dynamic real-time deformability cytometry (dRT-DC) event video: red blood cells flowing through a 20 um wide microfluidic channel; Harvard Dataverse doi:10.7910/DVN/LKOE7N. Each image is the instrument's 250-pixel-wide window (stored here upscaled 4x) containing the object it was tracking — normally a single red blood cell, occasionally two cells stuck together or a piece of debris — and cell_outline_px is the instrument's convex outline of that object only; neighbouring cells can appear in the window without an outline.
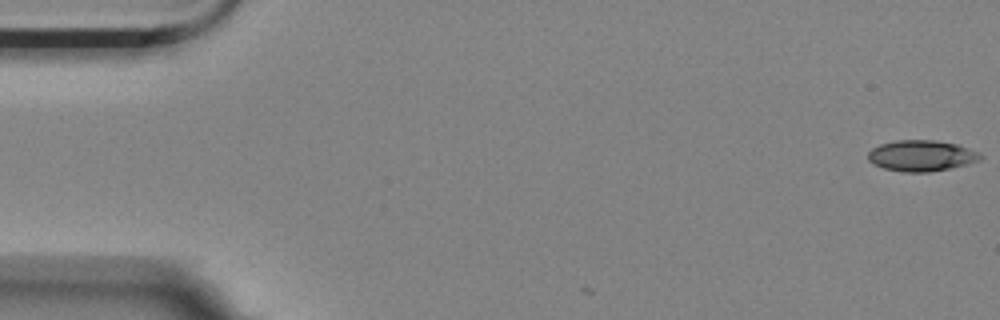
{"species": "Egyptian fruit bat (a non-hibernating species)", "species_latin": "Rousettus aegyptiacus", "temperature_condition": "room temperature", "stored_images_in_passage": 3, "camera_frame_rate_fps": 3000, "um_per_image_px": 0.085, "animal": {"sex": "female"}, "frame": {"image": 1, "passage_image": 1, "time_ms": 0.0, "image_size_px": [1000, 320], "cell_outline_px": [[984, 156], [980, 160], [968, 164], [952, 168], [928, 172], [904, 172], [884, 168], [872, 164], [868, 160], [868, 152], [872, 148], [880, 144], [896, 140], [932, 140], [960, 144], [980, 152]], "centroid_in_image_um": [78.36, 13.23], "position_along_channel_um": 6.6, "area_um2": 20.58}}